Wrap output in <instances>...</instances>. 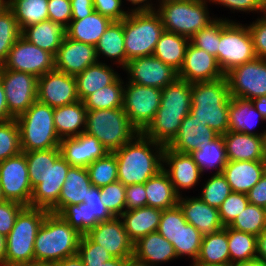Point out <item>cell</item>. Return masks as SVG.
Here are the masks:
<instances>
[{"instance_id":"1","label":"cell","mask_w":266,"mask_h":266,"mask_svg":"<svg viewBox=\"0 0 266 266\" xmlns=\"http://www.w3.org/2000/svg\"><path fill=\"white\" fill-rule=\"evenodd\" d=\"M191 109V83L177 79L161 89L160 106L142 134L167 147Z\"/></svg>"},{"instance_id":"2","label":"cell","mask_w":266,"mask_h":266,"mask_svg":"<svg viewBox=\"0 0 266 266\" xmlns=\"http://www.w3.org/2000/svg\"><path fill=\"white\" fill-rule=\"evenodd\" d=\"M164 146L139 133L131 142L114 151L118 181L125 186L144 184L163 169Z\"/></svg>"},{"instance_id":"3","label":"cell","mask_w":266,"mask_h":266,"mask_svg":"<svg viewBox=\"0 0 266 266\" xmlns=\"http://www.w3.org/2000/svg\"><path fill=\"white\" fill-rule=\"evenodd\" d=\"M231 96L226 76L214 81L191 84L190 114L206 123L219 135L229 131V104Z\"/></svg>"},{"instance_id":"4","label":"cell","mask_w":266,"mask_h":266,"mask_svg":"<svg viewBox=\"0 0 266 266\" xmlns=\"http://www.w3.org/2000/svg\"><path fill=\"white\" fill-rule=\"evenodd\" d=\"M81 236L59 214L49 212L35 238L34 264H55L76 255Z\"/></svg>"},{"instance_id":"5","label":"cell","mask_w":266,"mask_h":266,"mask_svg":"<svg viewBox=\"0 0 266 266\" xmlns=\"http://www.w3.org/2000/svg\"><path fill=\"white\" fill-rule=\"evenodd\" d=\"M54 108L35 101L16 118L22 152L59 148L61 139L54 125Z\"/></svg>"},{"instance_id":"6","label":"cell","mask_w":266,"mask_h":266,"mask_svg":"<svg viewBox=\"0 0 266 266\" xmlns=\"http://www.w3.org/2000/svg\"><path fill=\"white\" fill-rule=\"evenodd\" d=\"M48 213L47 210L30 206L19 212L14 227L6 237V266L34 264L35 238Z\"/></svg>"},{"instance_id":"7","label":"cell","mask_w":266,"mask_h":266,"mask_svg":"<svg viewBox=\"0 0 266 266\" xmlns=\"http://www.w3.org/2000/svg\"><path fill=\"white\" fill-rule=\"evenodd\" d=\"M84 132L96 137L110 153L131 142L140 133L123 108L87 110Z\"/></svg>"},{"instance_id":"8","label":"cell","mask_w":266,"mask_h":266,"mask_svg":"<svg viewBox=\"0 0 266 266\" xmlns=\"http://www.w3.org/2000/svg\"><path fill=\"white\" fill-rule=\"evenodd\" d=\"M207 0H177L158 4L164 31L191 38L200 29L209 26L217 16L209 15ZM212 17V18H211Z\"/></svg>"},{"instance_id":"9","label":"cell","mask_w":266,"mask_h":266,"mask_svg":"<svg viewBox=\"0 0 266 266\" xmlns=\"http://www.w3.org/2000/svg\"><path fill=\"white\" fill-rule=\"evenodd\" d=\"M164 26L159 13L130 12L124 18V46L126 64L130 59L153 55Z\"/></svg>"},{"instance_id":"10","label":"cell","mask_w":266,"mask_h":266,"mask_svg":"<svg viewBox=\"0 0 266 266\" xmlns=\"http://www.w3.org/2000/svg\"><path fill=\"white\" fill-rule=\"evenodd\" d=\"M220 18L218 65L224 75L236 66L256 58L247 24Z\"/></svg>"},{"instance_id":"11","label":"cell","mask_w":266,"mask_h":266,"mask_svg":"<svg viewBox=\"0 0 266 266\" xmlns=\"http://www.w3.org/2000/svg\"><path fill=\"white\" fill-rule=\"evenodd\" d=\"M123 110L132 125L142 133L152 122L160 106L161 89L125 82Z\"/></svg>"},{"instance_id":"12","label":"cell","mask_w":266,"mask_h":266,"mask_svg":"<svg viewBox=\"0 0 266 266\" xmlns=\"http://www.w3.org/2000/svg\"><path fill=\"white\" fill-rule=\"evenodd\" d=\"M231 97L252 100L266 96V60L255 58L225 74Z\"/></svg>"},{"instance_id":"13","label":"cell","mask_w":266,"mask_h":266,"mask_svg":"<svg viewBox=\"0 0 266 266\" xmlns=\"http://www.w3.org/2000/svg\"><path fill=\"white\" fill-rule=\"evenodd\" d=\"M9 114L16 119L37 101L38 78L25 72L0 67Z\"/></svg>"},{"instance_id":"14","label":"cell","mask_w":266,"mask_h":266,"mask_svg":"<svg viewBox=\"0 0 266 266\" xmlns=\"http://www.w3.org/2000/svg\"><path fill=\"white\" fill-rule=\"evenodd\" d=\"M1 67L29 73L39 78L55 69V57L20 36L11 47L7 59Z\"/></svg>"},{"instance_id":"15","label":"cell","mask_w":266,"mask_h":266,"mask_svg":"<svg viewBox=\"0 0 266 266\" xmlns=\"http://www.w3.org/2000/svg\"><path fill=\"white\" fill-rule=\"evenodd\" d=\"M0 186L5 200L30 206L33 188L24 152L0 162Z\"/></svg>"},{"instance_id":"16","label":"cell","mask_w":266,"mask_h":266,"mask_svg":"<svg viewBox=\"0 0 266 266\" xmlns=\"http://www.w3.org/2000/svg\"><path fill=\"white\" fill-rule=\"evenodd\" d=\"M123 70L128 73L127 82L159 89L178 79V71L154 55L130 59Z\"/></svg>"},{"instance_id":"17","label":"cell","mask_w":266,"mask_h":266,"mask_svg":"<svg viewBox=\"0 0 266 266\" xmlns=\"http://www.w3.org/2000/svg\"><path fill=\"white\" fill-rule=\"evenodd\" d=\"M37 101L53 108L79 101L75 76L56 69L40 76Z\"/></svg>"},{"instance_id":"18","label":"cell","mask_w":266,"mask_h":266,"mask_svg":"<svg viewBox=\"0 0 266 266\" xmlns=\"http://www.w3.org/2000/svg\"><path fill=\"white\" fill-rule=\"evenodd\" d=\"M71 165L60 156L50 165L46 176L33 188L30 207L58 214V199Z\"/></svg>"},{"instance_id":"19","label":"cell","mask_w":266,"mask_h":266,"mask_svg":"<svg viewBox=\"0 0 266 266\" xmlns=\"http://www.w3.org/2000/svg\"><path fill=\"white\" fill-rule=\"evenodd\" d=\"M86 235L112 257L126 259L134 255V243L129 239L120 217L99 222Z\"/></svg>"},{"instance_id":"20","label":"cell","mask_w":266,"mask_h":266,"mask_svg":"<svg viewBox=\"0 0 266 266\" xmlns=\"http://www.w3.org/2000/svg\"><path fill=\"white\" fill-rule=\"evenodd\" d=\"M224 76L216 57L191 43L188 44L183 65L178 71V79L192 84L214 81Z\"/></svg>"},{"instance_id":"21","label":"cell","mask_w":266,"mask_h":266,"mask_svg":"<svg viewBox=\"0 0 266 266\" xmlns=\"http://www.w3.org/2000/svg\"><path fill=\"white\" fill-rule=\"evenodd\" d=\"M163 169L169 175L176 193L192 189L202 177V172L190 154L176 152L168 147L163 151Z\"/></svg>"},{"instance_id":"22","label":"cell","mask_w":266,"mask_h":266,"mask_svg":"<svg viewBox=\"0 0 266 266\" xmlns=\"http://www.w3.org/2000/svg\"><path fill=\"white\" fill-rule=\"evenodd\" d=\"M54 57L55 69L72 76L98 62L95 46L66 36Z\"/></svg>"},{"instance_id":"23","label":"cell","mask_w":266,"mask_h":266,"mask_svg":"<svg viewBox=\"0 0 266 266\" xmlns=\"http://www.w3.org/2000/svg\"><path fill=\"white\" fill-rule=\"evenodd\" d=\"M59 148L61 156L71 166L85 168L109 153L96 137L85 132L75 137L62 138Z\"/></svg>"},{"instance_id":"24","label":"cell","mask_w":266,"mask_h":266,"mask_svg":"<svg viewBox=\"0 0 266 266\" xmlns=\"http://www.w3.org/2000/svg\"><path fill=\"white\" fill-rule=\"evenodd\" d=\"M179 197L178 205L188 224L193 225L203 236L224 228L218 208L209 206L197 197Z\"/></svg>"},{"instance_id":"25","label":"cell","mask_w":266,"mask_h":266,"mask_svg":"<svg viewBox=\"0 0 266 266\" xmlns=\"http://www.w3.org/2000/svg\"><path fill=\"white\" fill-rule=\"evenodd\" d=\"M217 134L206 123L193 117L190 113L183 119L179 131L168 148L184 154H190L198 149L201 143L208 144Z\"/></svg>"},{"instance_id":"26","label":"cell","mask_w":266,"mask_h":266,"mask_svg":"<svg viewBox=\"0 0 266 266\" xmlns=\"http://www.w3.org/2000/svg\"><path fill=\"white\" fill-rule=\"evenodd\" d=\"M266 172V160L228 161L222 174L232 192L247 194Z\"/></svg>"},{"instance_id":"27","label":"cell","mask_w":266,"mask_h":266,"mask_svg":"<svg viewBox=\"0 0 266 266\" xmlns=\"http://www.w3.org/2000/svg\"><path fill=\"white\" fill-rule=\"evenodd\" d=\"M228 161L266 160L264 137L227 131L223 135Z\"/></svg>"},{"instance_id":"28","label":"cell","mask_w":266,"mask_h":266,"mask_svg":"<svg viewBox=\"0 0 266 266\" xmlns=\"http://www.w3.org/2000/svg\"><path fill=\"white\" fill-rule=\"evenodd\" d=\"M134 255L150 266L178 259L173 245L157 231L149 233L134 243Z\"/></svg>"},{"instance_id":"29","label":"cell","mask_w":266,"mask_h":266,"mask_svg":"<svg viewBox=\"0 0 266 266\" xmlns=\"http://www.w3.org/2000/svg\"><path fill=\"white\" fill-rule=\"evenodd\" d=\"M162 211L150 206L125 211L120 218L129 239L136 243L140 238L149 233L156 232L159 227Z\"/></svg>"},{"instance_id":"30","label":"cell","mask_w":266,"mask_h":266,"mask_svg":"<svg viewBox=\"0 0 266 266\" xmlns=\"http://www.w3.org/2000/svg\"><path fill=\"white\" fill-rule=\"evenodd\" d=\"M53 116L56 133L60 139L78 136L85 130L87 109L83 101L55 107Z\"/></svg>"},{"instance_id":"31","label":"cell","mask_w":266,"mask_h":266,"mask_svg":"<svg viewBox=\"0 0 266 266\" xmlns=\"http://www.w3.org/2000/svg\"><path fill=\"white\" fill-rule=\"evenodd\" d=\"M228 120L230 131L253 136H264L265 130H263L262 133L253 132L256 124H259V121L266 122V120L255 109L251 100L231 97Z\"/></svg>"},{"instance_id":"32","label":"cell","mask_w":266,"mask_h":266,"mask_svg":"<svg viewBox=\"0 0 266 266\" xmlns=\"http://www.w3.org/2000/svg\"><path fill=\"white\" fill-rule=\"evenodd\" d=\"M21 36L55 56L66 33L61 24L46 20L23 28Z\"/></svg>"},{"instance_id":"33","label":"cell","mask_w":266,"mask_h":266,"mask_svg":"<svg viewBox=\"0 0 266 266\" xmlns=\"http://www.w3.org/2000/svg\"><path fill=\"white\" fill-rule=\"evenodd\" d=\"M114 70L116 69L112 68L111 65H107V63L97 62L76 75L79 100L83 101L88 95L112 84L120 76Z\"/></svg>"},{"instance_id":"34","label":"cell","mask_w":266,"mask_h":266,"mask_svg":"<svg viewBox=\"0 0 266 266\" xmlns=\"http://www.w3.org/2000/svg\"><path fill=\"white\" fill-rule=\"evenodd\" d=\"M91 186L87 169L71 166L59 195L58 213L66 206L77 205L86 201Z\"/></svg>"},{"instance_id":"35","label":"cell","mask_w":266,"mask_h":266,"mask_svg":"<svg viewBox=\"0 0 266 266\" xmlns=\"http://www.w3.org/2000/svg\"><path fill=\"white\" fill-rule=\"evenodd\" d=\"M113 21L96 11L80 20H71L65 28L66 37L96 46L101 35Z\"/></svg>"},{"instance_id":"36","label":"cell","mask_w":266,"mask_h":266,"mask_svg":"<svg viewBox=\"0 0 266 266\" xmlns=\"http://www.w3.org/2000/svg\"><path fill=\"white\" fill-rule=\"evenodd\" d=\"M98 62L105 56L118 68L126 66V52L124 46V19L122 21H113L105 32L101 35L99 42L95 46ZM102 55V56H101ZM100 57V58H99Z\"/></svg>"},{"instance_id":"37","label":"cell","mask_w":266,"mask_h":266,"mask_svg":"<svg viewBox=\"0 0 266 266\" xmlns=\"http://www.w3.org/2000/svg\"><path fill=\"white\" fill-rule=\"evenodd\" d=\"M147 206L161 210L178 205L179 195L176 193L167 172L162 169L144 183Z\"/></svg>"},{"instance_id":"38","label":"cell","mask_w":266,"mask_h":266,"mask_svg":"<svg viewBox=\"0 0 266 266\" xmlns=\"http://www.w3.org/2000/svg\"><path fill=\"white\" fill-rule=\"evenodd\" d=\"M203 265H230L226 226L219 231L204 235L196 260Z\"/></svg>"},{"instance_id":"39","label":"cell","mask_w":266,"mask_h":266,"mask_svg":"<svg viewBox=\"0 0 266 266\" xmlns=\"http://www.w3.org/2000/svg\"><path fill=\"white\" fill-rule=\"evenodd\" d=\"M189 43L190 39L185 36L164 31L160 35L153 55L179 71L183 65L186 48Z\"/></svg>"},{"instance_id":"40","label":"cell","mask_w":266,"mask_h":266,"mask_svg":"<svg viewBox=\"0 0 266 266\" xmlns=\"http://www.w3.org/2000/svg\"><path fill=\"white\" fill-rule=\"evenodd\" d=\"M190 155L202 174L212 168L216 171L214 174H220L228 163L223 135H219L208 144L201 143L198 149L194 150Z\"/></svg>"},{"instance_id":"41","label":"cell","mask_w":266,"mask_h":266,"mask_svg":"<svg viewBox=\"0 0 266 266\" xmlns=\"http://www.w3.org/2000/svg\"><path fill=\"white\" fill-rule=\"evenodd\" d=\"M230 265L257 260V236L226 226Z\"/></svg>"},{"instance_id":"42","label":"cell","mask_w":266,"mask_h":266,"mask_svg":"<svg viewBox=\"0 0 266 266\" xmlns=\"http://www.w3.org/2000/svg\"><path fill=\"white\" fill-rule=\"evenodd\" d=\"M20 29L49 20L48 0H8Z\"/></svg>"},{"instance_id":"43","label":"cell","mask_w":266,"mask_h":266,"mask_svg":"<svg viewBox=\"0 0 266 266\" xmlns=\"http://www.w3.org/2000/svg\"><path fill=\"white\" fill-rule=\"evenodd\" d=\"M124 81L119 76L112 84L88 95L84 100L87 110L113 109L123 107Z\"/></svg>"},{"instance_id":"44","label":"cell","mask_w":266,"mask_h":266,"mask_svg":"<svg viewBox=\"0 0 266 266\" xmlns=\"http://www.w3.org/2000/svg\"><path fill=\"white\" fill-rule=\"evenodd\" d=\"M28 175L32 188L41 182L48 172L50 165L61 156L60 148H51L48 150H38L31 152H24Z\"/></svg>"},{"instance_id":"45","label":"cell","mask_w":266,"mask_h":266,"mask_svg":"<svg viewBox=\"0 0 266 266\" xmlns=\"http://www.w3.org/2000/svg\"><path fill=\"white\" fill-rule=\"evenodd\" d=\"M22 30L12 12L7 6L0 12V67L5 63L8 53Z\"/></svg>"},{"instance_id":"46","label":"cell","mask_w":266,"mask_h":266,"mask_svg":"<svg viewBox=\"0 0 266 266\" xmlns=\"http://www.w3.org/2000/svg\"><path fill=\"white\" fill-rule=\"evenodd\" d=\"M86 169L92 186L101 188L118 180L117 160L114 153L109 152L105 157L95 160Z\"/></svg>"},{"instance_id":"47","label":"cell","mask_w":266,"mask_h":266,"mask_svg":"<svg viewBox=\"0 0 266 266\" xmlns=\"http://www.w3.org/2000/svg\"><path fill=\"white\" fill-rule=\"evenodd\" d=\"M229 227L259 236L266 229L265 208L249 203Z\"/></svg>"},{"instance_id":"48","label":"cell","mask_w":266,"mask_h":266,"mask_svg":"<svg viewBox=\"0 0 266 266\" xmlns=\"http://www.w3.org/2000/svg\"><path fill=\"white\" fill-rule=\"evenodd\" d=\"M187 223L179 205L162 211L157 232L166 238L174 247L177 254V236L180 229Z\"/></svg>"},{"instance_id":"49","label":"cell","mask_w":266,"mask_h":266,"mask_svg":"<svg viewBox=\"0 0 266 266\" xmlns=\"http://www.w3.org/2000/svg\"><path fill=\"white\" fill-rule=\"evenodd\" d=\"M201 189V197L199 196V198L209 206L218 209L232 192L229 183L222 173L213 174L209 179H207Z\"/></svg>"},{"instance_id":"50","label":"cell","mask_w":266,"mask_h":266,"mask_svg":"<svg viewBox=\"0 0 266 266\" xmlns=\"http://www.w3.org/2000/svg\"><path fill=\"white\" fill-rule=\"evenodd\" d=\"M21 152L20 129L16 119L0 123V162Z\"/></svg>"},{"instance_id":"51","label":"cell","mask_w":266,"mask_h":266,"mask_svg":"<svg viewBox=\"0 0 266 266\" xmlns=\"http://www.w3.org/2000/svg\"><path fill=\"white\" fill-rule=\"evenodd\" d=\"M203 235L191 224L186 223L177 236V257L187 256L196 262Z\"/></svg>"},{"instance_id":"52","label":"cell","mask_w":266,"mask_h":266,"mask_svg":"<svg viewBox=\"0 0 266 266\" xmlns=\"http://www.w3.org/2000/svg\"><path fill=\"white\" fill-rule=\"evenodd\" d=\"M125 188L118 180L100 188L102 203L114 217H120L126 211Z\"/></svg>"},{"instance_id":"53","label":"cell","mask_w":266,"mask_h":266,"mask_svg":"<svg viewBox=\"0 0 266 266\" xmlns=\"http://www.w3.org/2000/svg\"><path fill=\"white\" fill-rule=\"evenodd\" d=\"M220 42V18L212 22L209 26L200 29L190 38V43L197 48L203 49L207 53L216 57L218 63V45Z\"/></svg>"},{"instance_id":"54","label":"cell","mask_w":266,"mask_h":266,"mask_svg":"<svg viewBox=\"0 0 266 266\" xmlns=\"http://www.w3.org/2000/svg\"><path fill=\"white\" fill-rule=\"evenodd\" d=\"M58 214L82 235L91 230V210L85 202L66 206Z\"/></svg>"},{"instance_id":"55","label":"cell","mask_w":266,"mask_h":266,"mask_svg":"<svg viewBox=\"0 0 266 266\" xmlns=\"http://www.w3.org/2000/svg\"><path fill=\"white\" fill-rule=\"evenodd\" d=\"M77 255L85 266H98L113 257L104 248L94 243L86 234L81 236Z\"/></svg>"},{"instance_id":"56","label":"cell","mask_w":266,"mask_h":266,"mask_svg":"<svg viewBox=\"0 0 266 266\" xmlns=\"http://www.w3.org/2000/svg\"><path fill=\"white\" fill-rule=\"evenodd\" d=\"M248 204L247 194L231 192L218 209L223 226H229Z\"/></svg>"},{"instance_id":"57","label":"cell","mask_w":266,"mask_h":266,"mask_svg":"<svg viewBox=\"0 0 266 266\" xmlns=\"http://www.w3.org/2000/svg\"><path fill=\"white\" fill-rule=\"evenodd\" d=\"M91 210V229L99 222L112 219L114 216L106 209L101 200V191L97 186H91L84 201Z\"/></svg>"},{"instance_id":"58","label":"cell","mask_w":266,"mask_h":266,"mask_svg":"<svg viewBox=\"0 0 266 266\" xmlns=\"http://www.w3.org/2000/svg\"><path fill=\"white\" fill-rule=\"evenodd\" d=\"M253 41L256 58L266 60V13L247 25Z\"/></svg>"},{"instance_id":"59","label":"cell","mask_w":266,"mask_h":266,"mask_svg":"<svg viewBox=\"0 0 266 266\" xmlns=\"http://www.w3.org/2000/svg\"><path fill=\"white\" fill-rule=\"evenodd\" d=\"M25 206L10 200L0 203V233L7 235L14 227L16 217Z\"/></svg>"},{"instance_id":"60","label":"cell","mask_w":266,"mask_h":266,"mask_svg":"<svg viewBox=\"0 0 266 266\" xmlns=\"http://www.w3.org/2000/svg\"><path fill=\"white\" fill-rule=\"evenodd\" d=\"M210 4L216 3L217 5L225 6L231 11L241 12H256L266 13V0H207Z\"/></svg>"},{"instance_id":"61","label":"cell","mask_w":266,"mask_h":266,"mask_svg":"<svg viewBox=\"0 0 266 266\" xmlns=\"http://www.w3.org/2000/svg\"><path fill=\"white\" fill-rule=\"evenodd\" d=\"M122 0H93L94 11L108 17L112 21H122L129 15L124 11Z\"/></svg>"},{"instance_id":"62","label":"cell","mask_w":266,"mask_h":266,"mask_svg":"<svg viewBox=\"0 0 266 266\" xmlns=\"http://www.w3.org/2000/svg\"><path fill=\"white\" fill-rule=\"evenodd\" d=\"M71 3L70 0H48L49 20L67 27L71 22Z\"/></svg>"},{"instance_id":"63","label":"cell","mask_w":266,"mask_h":266,"mask_svg":"<svg viewBox=\"0 0 266 266\" xmlns=\"http://www.w3.org/2000/svg\"><path fill=\"white\" fill-rule=\"evenodd\" d=\"M126 211L136 210L147 206L144 184L128 185L125 188Z\"/></svg>"},{"instance_id":"64","label":"cell","mask_w":266,"mask_h":266,"mask_svg":"<svg viewBox=\"0 0 266 266\" xmlns=\"http://www.w3.org/2000/svg\"><path fill=\"white\" fill-rule=\"evenodd\" d=\"M249 203L266 208V172L247 193Z\"/></svg>"},{"instance_id":"65","label":"cell","mask_w":266,"mask_h":266,"mask_svg":"<svg viewBox=\"0 0 266 266\" xmlns=\"http://www.w3.org/2000/svg\"><path fill=\"white\" fill-rule=\"evenodd\" d=\"M72 15L71 20H80L89 16L93 11V0H70Z\"/></svg>"},{"instance_id":"66","label":"cell","mask_w":266,"mask_h":266,"mask_svg":"<svg viewBox=\"0 0 266 266\" xmlns=\"http://www.w3.org/2000/svg\"><path fill=\"white\" fill-rule=\"evenodd\" d=\"M126 1H128L134 7V8L131 7L130 8L131 10L128 7L129 12L154 11L156 10L155 7H157L156 4H153L152 0H126Z\"/></svg>"},{"instance_id":"67","label":"cell","mask_w":266,"mask_h":266,"mask_svg":"<svg viewBox=\"0 0 266 266\" xmlns=\"http://www.w3.org/2000/svg\"><path fill=\"white\" fill-rule=\"evenodd\" d=\"M14 119L8 110L5 91L0 80V123Z\"/></svg>"},{"instance_id":"68","label":"cell","mask_w":266,"mask_h":266,"mask_svg":"<svg viewBox=\"0 0 266 266\" xmlns=\"http://www.w3.org/2000/svg\"><path fill=\"white\" fill-rule=\"evenodd\" d=\"M257 260L266 262V229L257 236Z\"/></svg>"},{"instance_id":"69","label":"cell","mask_w":266,"mask_h":266,"mask_svg":"<svg viewBox=\"0 0 266 266\" xmlns=\"http://www.w3.org/2000/svg\"><path fill=\"white\" fill-rule=\"evenodd\" d=\"M55 266H85L81 258L76 254L74 256L66 257L63 260L56 262Z\"/></svg>"},{"instance_id":"70","label":"cell","mask_w":266,"mask_h":266,"mask_svg":"<svg viewBox=\"0 0 266 266\" xmlns=\"http://www.w3.org/2000/svg\"><path fill=\"white\" fill-rule=\"evenodd\" d=\"M255 109L266 120V96H260L251 100Z\"/></svg>"},{"instance_id":"71","label":"cell","mask_w":266,"mask_h":266,"mask_svg":"<svg viewBox=\"0 0 266 266\" xmlns=\"http://www.w3.org/2000/svg\"><path fill=\"white\" fill-rule=\"evenodd\" d=\"M6 236L0 233V266H6Z\"/></svg>"},{"instance_id":"72","label":"cell","mask_w":266,"mask_h":266,"mask_svg":"<svg viewBox=\"0 0 266 266\" xmlns=\"http://www.w3.org/2000/svg\"><path fill=\"white\" fill-rule=\"evenodd\" d=\"M124 266H150L143 260L138 259L135 255L129 256L125 259Z\"/></svg>"},{"instance_id":"73","label":"cell","mask_w":266,"mask_h":266,"mask_svg":"<svg viewBox=\"0 0 266 266\" xmlns=\"http://www.w3.org/2000/svg\"><path fill=\"white\" fill-rule=\"evenodd\" d=\"M125 259L121 258H115L113 257L112 259L106 261L105 263H101V265L98 266H124Z\"/></svg>"},{"instance_id":"74","label":"cell","mask_w":266,"mask_h":266,"mask_svg":"<svg viewBox=\"0 0 266 266\" xmlns=\"http://www.w3.org/2000/svg\"><path fill=\"white\" fill-rule=\"evenodd\" d=\"M232 266H266V262H263L260 260H254L246 264H238V265H232Z\"/></svg>"},{"instance_id":"75","label":"cell","mask_w":266,"mask_h":266,"mask_svg":"<svg viewBox=\"0 0 266 266\" xmlns=\"http://www.w3.org/2000/svg\"><path fill=\"white\" fill-rule=\"evenodd\" d=\"M8 0H0V12L7 7Z\"/></svg>"},{"instance_id":"76","label":"cell","mask_w":266,"mask_h":266,"mask_svg":"<svg viewBox=\"0 0 266 266\" xmlns=\"http://www.w3.org/2000/svg\"><path fill=\"white\" fill-rule=\"evenodd\" d=\"M190 266H232V265H203L198 263H192Z\"/></svg>"},{"instance_id":"77","label":"cell","mask_w":266,"mask_h":266,"mask_svg":"<svg viewBox=\"0 0 266 266\" xmlns=\"http://www.w3.org/2000/svg\"><path fill=\"white\" fill-rule=\"evenodd\" d=\"M3 201H5V198H4V196H3L2 188H1V186H0V203L3 202Z\"/></svg>"},{"instance_id":"78","label":"cell","mask_w":266,"mask_h":266,"mask_svg":"<svg viewBox=\"0 0 266 266\" xmlns=\"http://www.w3.org/2000/svg\"><path fill=\"white\" fill-rule=\"evenodd\" d=\"M30 266H55L54 264H33Z\"/></svg>"},{"instance_id":"79","label":"cell","mask_w":266,"mask_h":266,"mask_svg":"<svg viewBox=\"0 0 266 266\" xmlns=\"http://www.w3.org/2000/svg\"><path fill=\"white\" fill-rule=\"evenodd\" d=\"M264 151H265V154H266V130H265V133H264Z\"/></svg>"},{"instance_id":"80","label":"cell","mask_w":266,"mask_h":266,"mask_svg":"<svg viewBox=\"0 0 266 266\" xmlns=\"http://www.w3.org/2000/svg\"><path fill=\"white\" fill-rule=\"evenodd\" d=\"M159 3L158 4H161V3H164V2H168V1H177V0H157Z\"/></svg>"}]
</instances>
